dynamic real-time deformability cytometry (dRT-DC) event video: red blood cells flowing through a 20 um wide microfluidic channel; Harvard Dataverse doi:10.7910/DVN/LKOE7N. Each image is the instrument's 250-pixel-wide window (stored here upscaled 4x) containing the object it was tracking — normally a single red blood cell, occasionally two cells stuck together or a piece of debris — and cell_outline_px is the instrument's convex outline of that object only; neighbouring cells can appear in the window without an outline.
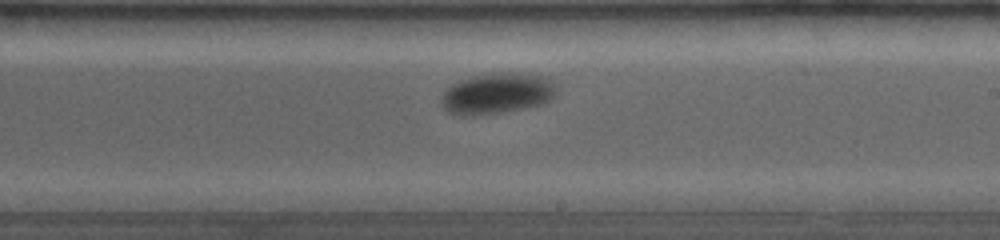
{"species": "common noctule bat (a hibernating species)", "species_latin": "Nyctalus noctula", "temperature_condition": "room temperature", "stored_images_in_passage": 39, "camera_frame_rate_fps": 4000, "um_per_image_px": 0.085, "animal": {"sex": "female", "body_mass_g": 19.0, "forearm_length_mm": 53.3}, "frame": {"image": 1, "passage_image": 24, "time_ms": 5.0, "image_size_px": [1000, 240], "cell_outline_px": [[556, 88], [552, 100], [544, 104], [504, 112], [472, 116], [460, 116], [448, 112], [440, 104], [440, 96], [452, 84], [460, 80], [472, 76], [504, 72], [508, 72], [544, 76], [556, 84]], "centroid_in_image_um": [42.23, 7.96], "position_along_channel_um": 246.8, "area_um2": 27.69}}
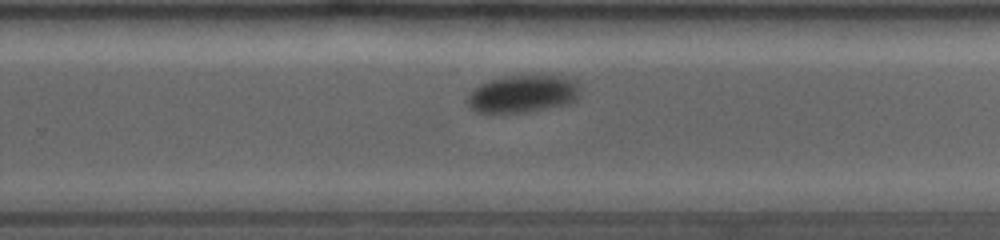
{"frame": {"image": 2, "passage_image": 29, "time_ms": 6.0, "image_size_px": [1000, 240], "cell_outline_px": [[580, 96], [576, 100], [568, 104], [528, 112], [476, 112], [464, 100], [468, 92], [480, 84], [492, 80], [508, 76], [564, 76], [576, 80], [580, 84]], "centroid_in_image_um": [44.47, 7.98], "position_along_channel_um": 285.3, "area_um2": 24.8}}
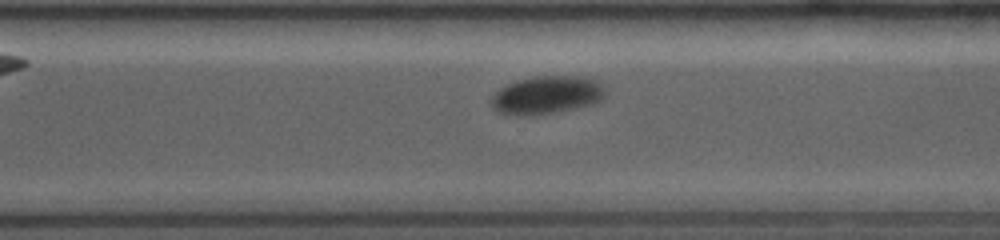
{"frame": {"image": 3, "passage_image": 34, "time_ms": 7.0, "image_size_px": [1000, 240], "cell_outline_px": [[608, 92], [600, 100], [592, 104], [576, 108], [556, 112], [528, 116], [520, 116], [496, 112], [492, 108], [488, 100], [500, 88], [516, 80], [536, 76], [584, 76], [600, 80]], "centroid_in_image_um": [46.48, 8.07], "position_along_channel_um": 324.1, "area_um2": 25.84}}